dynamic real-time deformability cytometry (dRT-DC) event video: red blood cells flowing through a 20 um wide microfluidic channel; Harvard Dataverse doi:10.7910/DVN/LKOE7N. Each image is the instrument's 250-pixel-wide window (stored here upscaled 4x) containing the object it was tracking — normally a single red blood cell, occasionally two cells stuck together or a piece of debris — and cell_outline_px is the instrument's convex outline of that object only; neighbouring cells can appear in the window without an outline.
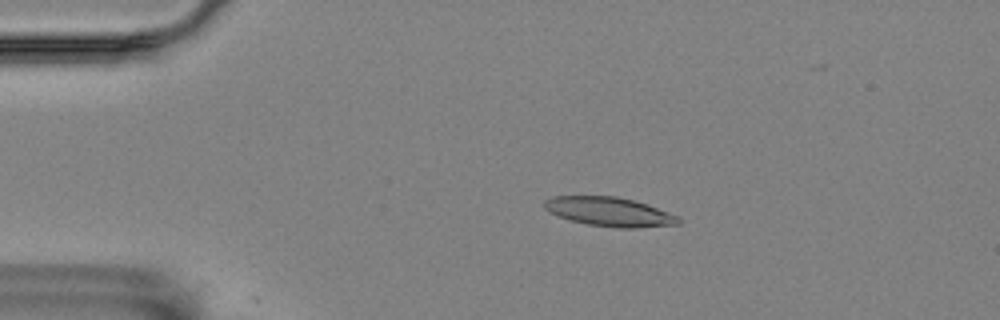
{"species": "Egyptian fruit bat (a non-hibernating species)", "species_latin": "Rousettus aegyptiacus", "temperature_condition": "room temperature", "stored_images_in_passage": 59, "camera_frame_rate_fps": 3000, "um_per_image_px": 0.085, "animal": {"sex": "female"}, "frame": {"image": 1, "passage_image": 12, "time_ms": 3.667, "image_size_px": [1000, 320], "cell_outline_px": [[680, 224], [636, 228], [616, 228], [588, 224], [572, 220], [548, 212], [544, 208], [544, 200], [552, 196], [616, 196], [648, 204], [680, 216]], "centroid_in_image_um": [51.83, 18.0], "position_along_channel_um": 33.2, "area_um2": 22.83}}
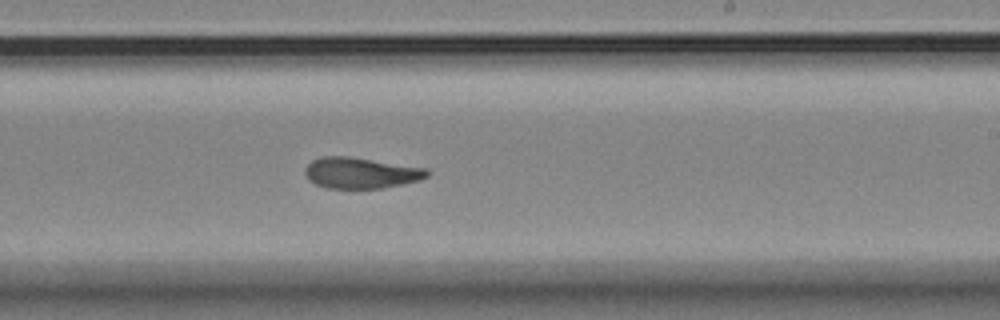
{"frame": {"image": 2, "passage_image": 35, "time_ms": 11.333, "image_size_px": [1000, 320], "cell_outline_px": [[428, 176], [420, 180], [380, 188], [324, 188], [308, 180], [304, 172], [304, 168], [312, 160], [324, 156], [348, 156], [428, 168]], "centroid_in_image_um": [30.64, 14.69], "position_along_channel_um": 258.4, "area_um2": 22.02}}
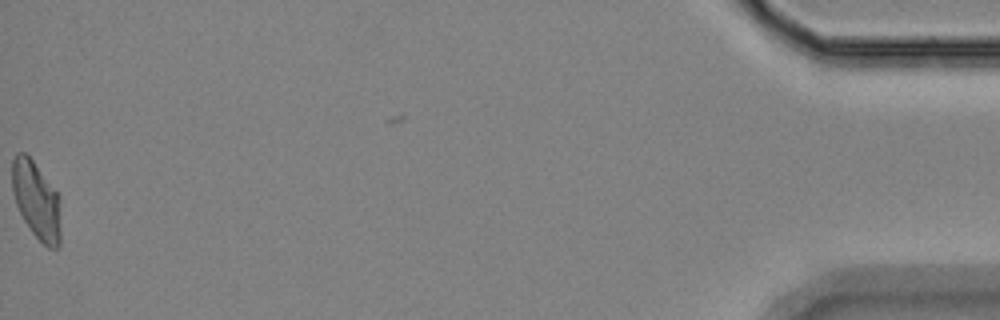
{"frame": {"image": 3, "passage_image": 58, "time_ms": 19.0, "image_size_px": [1000, 320], "cell_outline_px": [[60, 248], [48, 248], [32, 232], [24, 220], [16, 204], [12, 192], [12, 160], [16, 152], [24, 152], [32, 160], [60, 196]], "centroid_in_image_um": [3.1, 17.03], "position_along_channel_um": 432.1, "area_um2": 21.96}, "authors_computed_cell_mechanics": {"area_um2": 22.3686, "velocity_mm_per_s": 3.5053, "shape_relaxation_time_tau1_ms": 5.6971, "shape_relaxation_time_tau2_ms": 2.8062, "deformation_change_tau1": 0.2105, "deformation_change_tau2": 0.1045}}